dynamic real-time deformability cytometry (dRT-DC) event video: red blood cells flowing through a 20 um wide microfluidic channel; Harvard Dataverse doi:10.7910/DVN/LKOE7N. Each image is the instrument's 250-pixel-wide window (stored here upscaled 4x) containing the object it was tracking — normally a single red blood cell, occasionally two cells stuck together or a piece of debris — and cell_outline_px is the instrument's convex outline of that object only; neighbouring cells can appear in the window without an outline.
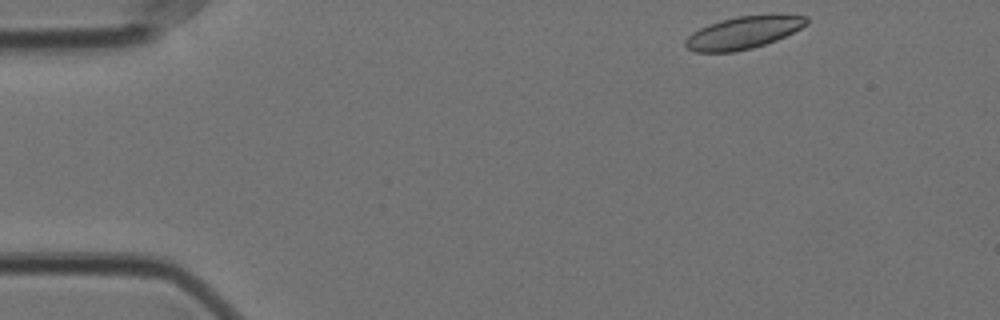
{"species": "Egyptian fruit bat (a non-hibernating species)", "species_latin": "Rousettus aegyptiacus", "temperature_condition": "cold", "stored_images_in_passage": 14, "camera_frame_rate_fps": 3000, "um_per_image_px": 0.085, "animal": {"sex": "female"}, "frame": {"image": 1, "passage_image": 1, "time_ms": 0.0, "image_size_px": [1000, 320], "cell_outline_px": [[808, 24], [776, 40], [752, 48], [736, 52], [696, 52], [688, 48], [684, 44], [684, 40], [692, 32], [708, 24], [720, 20], [736, 16], [780, 12], [808, 16]], "centroid_in_image_um": [63.23, 2.73], "position_along_channel_um": 21.8, "area_um2": 23.47}}
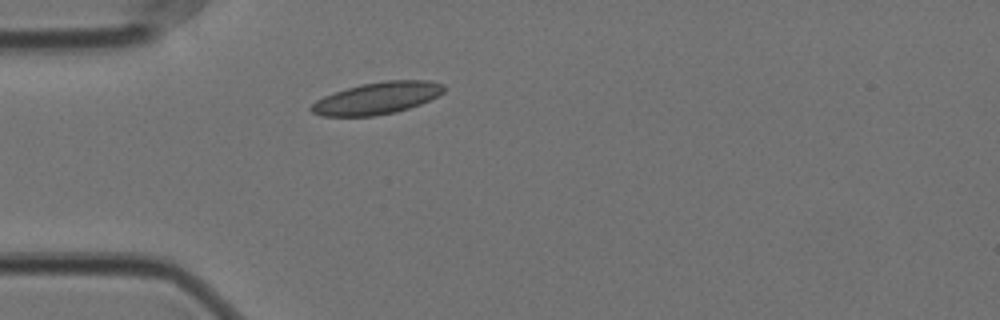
{"frame": {"image": 2, "passage_image": 10, "time_ms": 3.0, "image_size_px": [1000, 320], "cell_outline_px": [[444, 92], [420, 104], [396, 112], [372, 116], [324, 116], [312, 112], [308, 108], [316, 100], [324, 96], [360, 84], [384, 80], [428, 80], [444, 84]], "centroid_in_image_um": [32.05, 8.34], "position_along_channel_um": 53.0, "area_um2": 24.57}}